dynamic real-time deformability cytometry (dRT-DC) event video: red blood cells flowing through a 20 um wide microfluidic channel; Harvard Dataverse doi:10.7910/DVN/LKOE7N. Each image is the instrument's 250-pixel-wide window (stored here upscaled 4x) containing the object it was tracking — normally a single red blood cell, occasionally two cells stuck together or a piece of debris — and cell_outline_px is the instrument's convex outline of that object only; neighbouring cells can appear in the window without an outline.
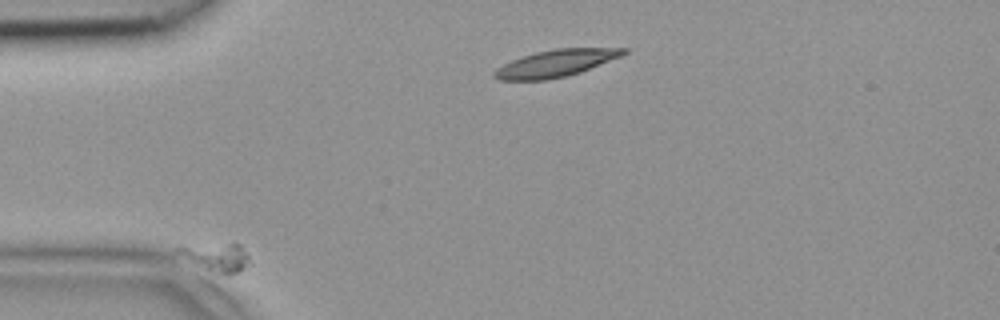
{"species": "common noctule bat (a hibernating species)", "species_latin": "Nyctalus noctula", "temperature_condition": "room temperature", "stored_images_in_passage": 5, "camera_frame_rate_fps": 3000, "um_per_image_px": 0.085, "animal": {"sex": "female", "body_mass_g": 18.4}, "frame": {"image": 1, "passage_image": 4, "time_ms": 1.0, "image_size_px": [1000, 320], "cell_outline_px": [[248, 260], [244, 268], [240, 272], [228, 276], [208, 268], [172, 252], [176, 248], [228, 244], [240, 244], [248, 256]], "centroid_in_image_um": [18.45, 21.87], "position_along_channel_um": 66.5, "area_um2": 10.87}}